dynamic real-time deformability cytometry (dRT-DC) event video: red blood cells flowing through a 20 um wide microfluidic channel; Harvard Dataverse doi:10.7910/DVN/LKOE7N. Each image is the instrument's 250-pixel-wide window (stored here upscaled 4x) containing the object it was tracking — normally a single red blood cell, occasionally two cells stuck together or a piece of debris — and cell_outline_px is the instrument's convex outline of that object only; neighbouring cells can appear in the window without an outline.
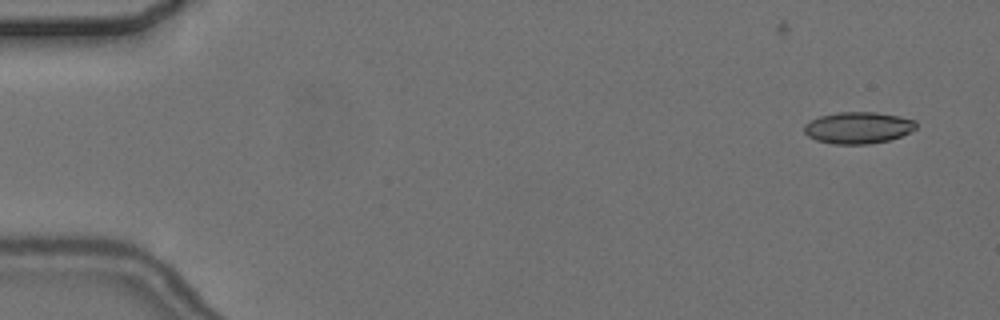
{"species": "common noctule bat (a hibernating species)", "species_latin": "Nyctalus noctula", "temperature_condition": "cold", "stored_images_in_passage": 5, "camera_frame_rate_fps": 3000, "um_per_image_px": 0.085, "animal": {"sex": "female", "body_mass_g": 24.6, "forearm_length_mm": 56.2}, "frame": {"image": 1, "passage_image": 1, "time_ms": 0.0, "image_size_px": [1000, 320], "cell_outline_px": [[916, 128], [900, 136], [888, 140], [868, 144], [832, 144], [816, 140], [808, 136], [804, 132], [804, 124], [820, 116], [840, 112], [876, 112], [900, 116], [916, 120]], "centroid_in_image_um": [72.93, 10.85], "position_along_channel_um": 12.1, "area_um2": 20.58}}